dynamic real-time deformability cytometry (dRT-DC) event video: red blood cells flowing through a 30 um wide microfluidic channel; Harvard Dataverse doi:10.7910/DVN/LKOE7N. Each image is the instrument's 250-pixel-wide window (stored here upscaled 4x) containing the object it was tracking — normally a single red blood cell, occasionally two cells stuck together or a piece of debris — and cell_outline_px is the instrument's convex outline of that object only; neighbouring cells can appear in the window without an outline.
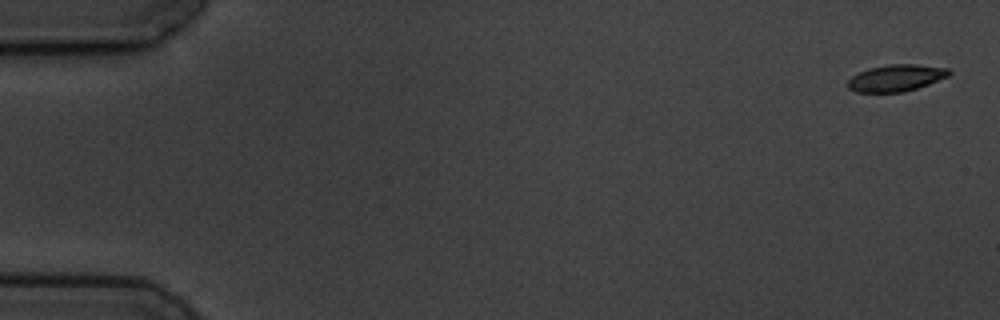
{"species": "common noctule bat (a hibernating species)", "species_latin": "Nyctalus noctula", "temperature_condition": "cold", "stored_images_in_passage": 9, "camera_frame_rate_fps": 3000, "um_per_image_px": 0.085, "animal": {"sex": "male", "body_mass_g": 19.5, "forearm_length_mm": 54.6}, "frame": {"image": 1, "passage_image": 1, "time_ms": 0.0, "image_size_px": [1000, 320], "cell_outline_px": [[952, 72], [948, 76], [928, 84], [904, 92], [856, 92], [848, 88], [848, 80], [852, 76], [868, 68], [892, 64], [916, 64], [948, 68]], "centroid_in_image_um": [76.17, 6.62], "position_along_channel_um": 8.8, "area_um2": 15.66}}
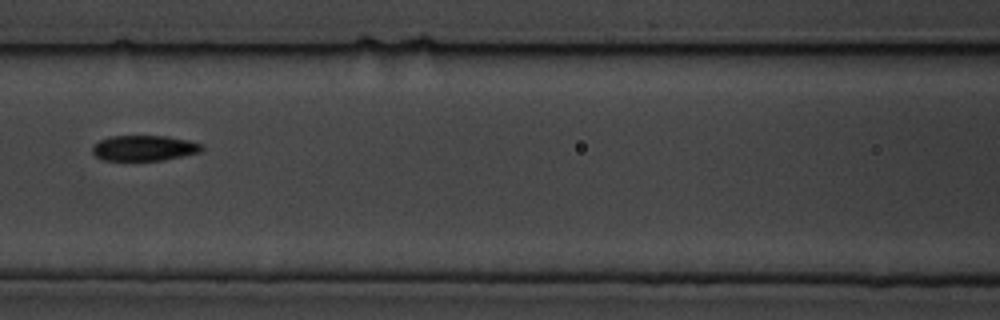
{"frame": {"image": 2, "passage_image": 7, "time_ms": 8.0, "image_size_px": [1000, 320], "cell_outline_px": [[204, 148], [200, 152], [160, 160], [104, 160], [96, 156], [92, 152], [92, 144], [108, 136], [164, 136], [188, 140], [204, 144]], "centroid_in_image_um": [12.23, 12.57], "position_along_channel_um": 154.4, "area_um2": 16.18}}
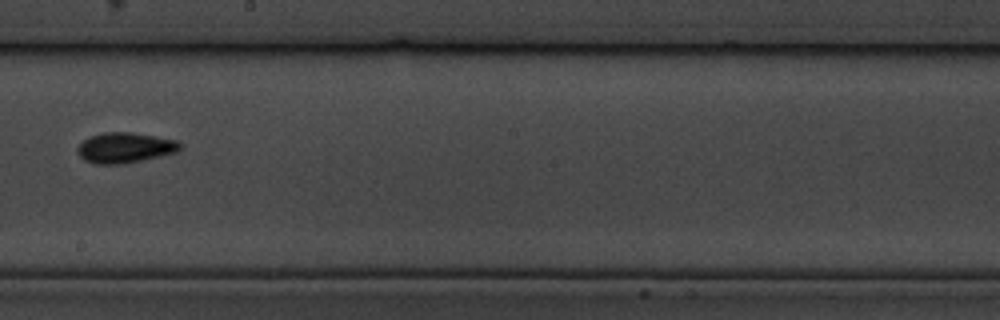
{"frame": {"image": 3, "passage_image": 9, "time_ms": 10.333, "image_size_px": [1000, 320], "cell_outline_px": [[184, 148], [176, 152], [160, 156], [124, 164], [96, 164], [84, 160], [76, 152], [76, 148], [84, 140], [92, 136], [108, 132], [132, 132], [156, 136], [176, 140]], "centroid_in_image_um": [10.63, 12.56], "position_along_channel_um": 237.6, "area_um2": 18.15}}